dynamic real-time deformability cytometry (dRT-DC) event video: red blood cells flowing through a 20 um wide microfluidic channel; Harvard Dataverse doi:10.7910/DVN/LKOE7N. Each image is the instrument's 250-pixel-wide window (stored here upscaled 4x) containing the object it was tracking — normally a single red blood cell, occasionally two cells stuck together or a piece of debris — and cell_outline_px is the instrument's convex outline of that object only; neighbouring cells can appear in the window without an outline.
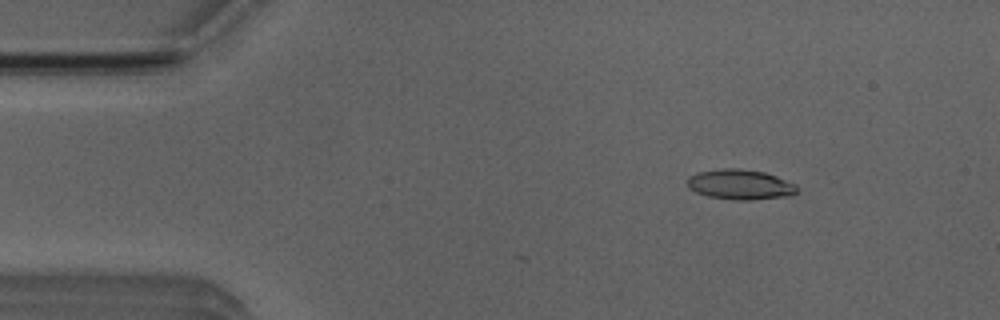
{"species": "Egyptian fruit bat (a non-hibernating species)", "species_latin": "Rousettus aegyptiacus", "temperature_condition": "room temperature", "stored_images_in_passage": 5, "camera_frame_rate_fps": 3000, "um_per_image_px": 0.085, "animal": {"sex": "male"}, "frame": {"image": 1, "passage_image": 2, "time_ms": 0.333, "image_size_px": [1000, 320], "cell_outline_px": [[796, 192], [792, 196], [752, 200], [736, 200], [708, 196], [696, 192], [688, 188], [688, 176], [700, 172], [724, 168], [740, 168], [764, 172], [776, 176], [796, 184]], "centroid_in_image_um": [62.93, 15.69], "position_along_channel_um": 22.1, "area_um2": 19.25}}